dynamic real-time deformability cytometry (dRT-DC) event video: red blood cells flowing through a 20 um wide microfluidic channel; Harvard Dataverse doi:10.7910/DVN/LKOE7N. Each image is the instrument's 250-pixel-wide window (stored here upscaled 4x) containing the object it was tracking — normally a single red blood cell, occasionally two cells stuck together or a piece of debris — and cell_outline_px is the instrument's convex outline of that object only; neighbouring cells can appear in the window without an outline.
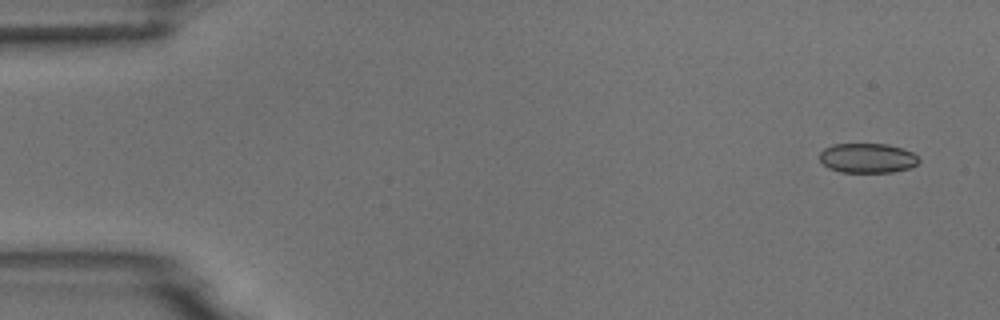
{"species": "common noctule bat (a hibernating species)", "species_latin": "Nyctalus noctula", "temperature_condition": "room temperature", "stored_images_in_passage": 3, "camera_frame_rate_fps": 3000, "um_per_image_px": 0.085, "animal": {"sex": "male", "body_mass_g": 18.8}, "frame": {"image": 1, "passage_image": 1, "time_ms": 0.0, "image_size_px": [1000, 320], "cell_outline_px": [[920, 160], [916, 164], [908, 168], [892, 172], [840, 172], [828, 168], [820, 160], [820, 152], [824, 148], [832, 144], [888, 144], [912, 152]], "centroid_in_image_um": [73.7, 13.43], "position_along_channel_um": 11.3, "area_um2": 17.05}}